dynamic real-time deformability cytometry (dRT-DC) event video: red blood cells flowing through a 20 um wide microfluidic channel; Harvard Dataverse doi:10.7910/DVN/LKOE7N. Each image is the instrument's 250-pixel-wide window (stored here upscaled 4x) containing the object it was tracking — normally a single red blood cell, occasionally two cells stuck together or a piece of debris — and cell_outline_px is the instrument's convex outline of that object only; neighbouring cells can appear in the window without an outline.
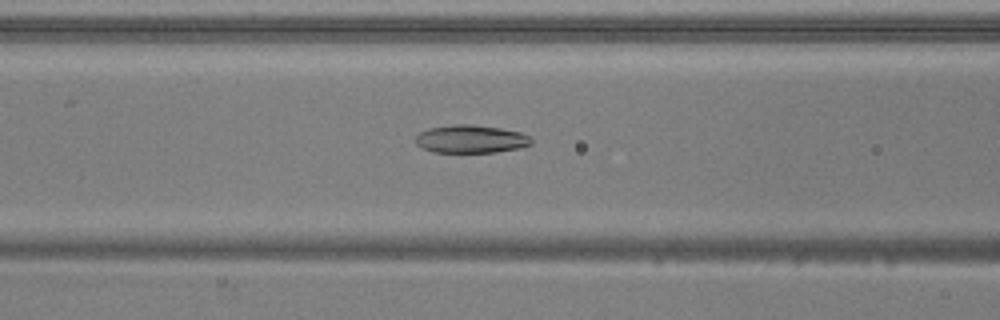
{"species": "common noctule bat (a hibernating species)", "species_latin": "Nyctalus noctula", "temperature_condition": "warm", "stored_images_in_passage": 35, "camera_frame_rate_fps": 3000, "um_per_image_px": 0.085, "animal": {"sex": "male", "body_mass_g": 20.5, "forearm_length_mm": 52.5}, "frame": {"image": 1, "passage_image": 5, "time_ms": 1.333, "image_size_px": [1000, 320], "cell_outline_px": [[532, 144], [520, 148], [496, 152], [432, 152], [416, 144], [416, 136], [420, 132], [428, 128], [452, 124], [468, 124], [500, 128], [520, 132], [528, 136], [532, 140]], "centroid_in_image_um": [40.02, 11.81], "position_along_channel_um": 126.6, "area_um2": 18.84}}
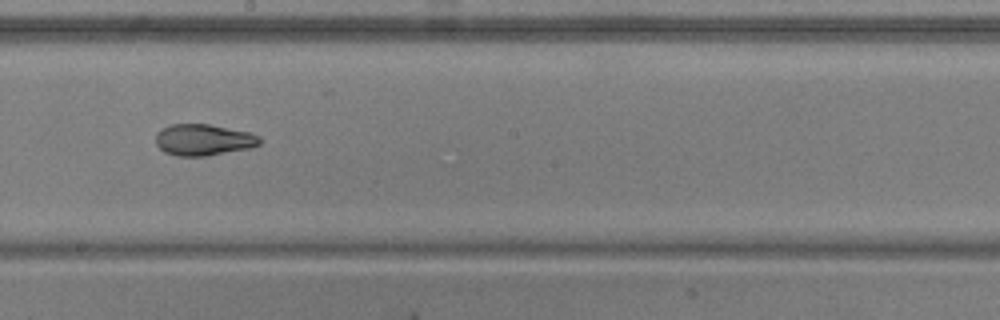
{"frame": {"image": 2, "passage_image": 13, "time_ms": 4.0, "image_size_px": [1000, 320], "cell_outline_px": [[260, 144], [252, 148], [208, 156], [176, 156], [164, 152], [156, 144], [156, 132], [168, 124], [208, 124], [248, 132], [260, 136]], "centroid_in_image_um": [17.28, 11.89], "position_along_channel_um": 230.9, "area_um2": 19.19}}
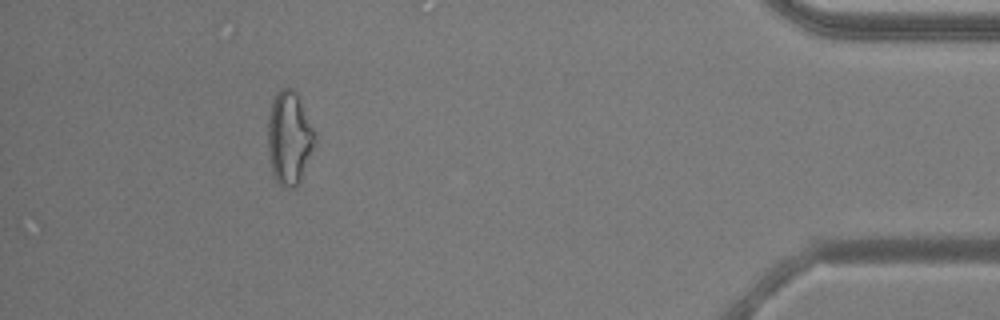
{"frame": {"image": 3, "passage_image": 31, "time_ms": 10.0, "image_size_px": [1000, 320], "cell_outline_px": [[316, 140], [300, 180], [296, 188], [284, 188], [276, 180], [272, 172], [268, 152], [268, 120], [272, 100], [276, 92], [280, 88], [292, 88], [296, 92], [316, 132]], "centroid_in_image_um": [24.58, 11.71], "position_along_channel_um": 410.6, "area_um2": 25.55}}